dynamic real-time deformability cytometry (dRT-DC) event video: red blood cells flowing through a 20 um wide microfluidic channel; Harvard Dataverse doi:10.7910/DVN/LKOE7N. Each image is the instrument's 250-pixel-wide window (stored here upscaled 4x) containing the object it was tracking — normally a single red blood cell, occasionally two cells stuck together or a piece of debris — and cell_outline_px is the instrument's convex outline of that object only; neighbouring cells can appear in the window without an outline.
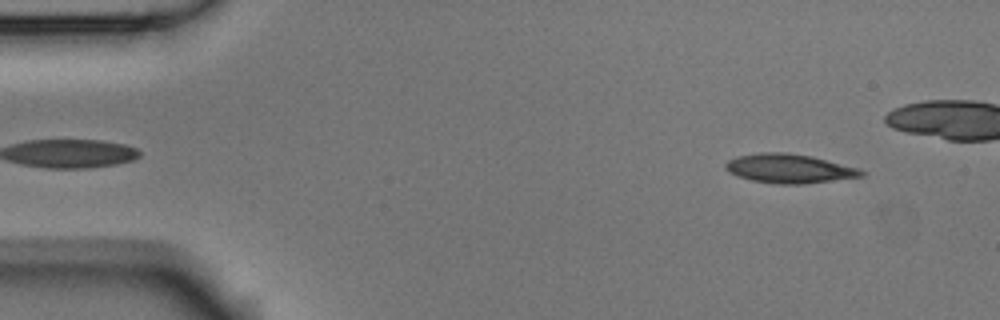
{"species": "Egyptian fruit bat (a non-hibernating species)", "species_latin": "Rousettus aegyptiacus", "temperature_condition": "room temperature", "stored_images_in_passage": 4, "camera_frame_rate_fps": 3000, "um_per_image_px": 0.085, "animal": {"sex": "male"}, "frame": {"image": 1, "passage_image": 1, "time_ms": 0.0, "image_size_px": [1000, 320], "cell_outline_px": [[864, 176], [800, 184], [780, 184], [752, 180], [740, 176], [732, 172], [724, 164], [728, 160], [740, 156], [764, 152], [788, 152], [812, 156], [856, 168], [864, 172]], "centroid_in_image_um": [67.1, 14.32], "position_along_channel_um": 17.9, "area_um2": 22.37}}